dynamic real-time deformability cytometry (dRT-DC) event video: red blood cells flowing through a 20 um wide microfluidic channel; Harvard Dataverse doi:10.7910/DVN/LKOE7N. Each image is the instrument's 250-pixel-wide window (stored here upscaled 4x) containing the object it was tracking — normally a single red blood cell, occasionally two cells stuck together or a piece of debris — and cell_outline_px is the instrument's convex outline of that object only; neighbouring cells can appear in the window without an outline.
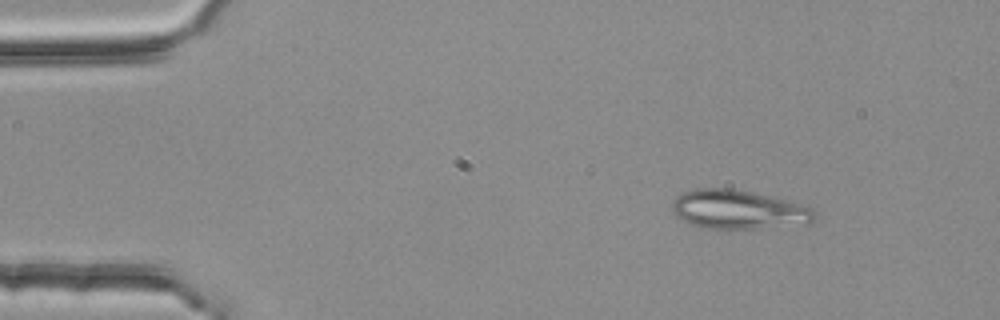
{"species": "common noctule bat (a hibernating species)", "species_latin": "Nyctalus noctula", "temperature_condition": "room temperature", "stored_images_in_passage": 3, "camera_frame_rate_fps": 3000, "um_per_image_px": 0.085, "animal": {"sex": "female", "body_mass_g": 25.1}, "frame": {"image": 1, "passage_image": 1, "time_ms": 0.0, "image_size_px": [1000, 320], "cell_outline_px": [[812, 220], [808, 224], [756, 228], [704, 228], [680, 220], [668, 208], [672, 200], [676, 196], [692, 188], [732, 188], [792, 200], [812, 208]], "centroid_in_image_um": [62.68, 17.79], "position_along_channel_um": 22.3, "area_um2": 32.66}}